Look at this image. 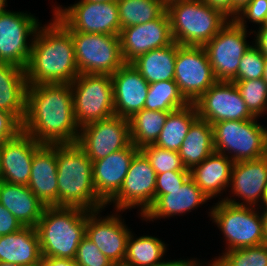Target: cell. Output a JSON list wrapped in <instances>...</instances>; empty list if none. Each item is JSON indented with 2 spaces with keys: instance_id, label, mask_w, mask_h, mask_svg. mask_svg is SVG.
<instances>
[{
  "instance_id": "obj_1",
  "label": "cell",
  "mask_w": 267,
  "mask_h": 266,
  "mask_svg": "<svg viewBox=\"0 0 267 266\" xmlns=\"http://www.w3.org/2000/svg\"><path fill=\"white\" fill-rule=\"evenodd\" d=\"M76 122L70 84L28 85L22 131L40 144H75Z\"/></svg>"
},
{
  "instance_id": "obj_2",
  "label": "cell",
  "mask_w": 267,
  "mask_h": 266,
  "mask_svg": "<svg viewBox=\"0 0 267 266\" xmlns=\"http://www.w3.org/2000/svg\"><path fill=\"white\" fill-rule=\"evenodd\" d=\"M79 74L73 38L52 15L35 34L25 67L27 84H70Z\"/></svg>"
},
{
  "instance_id": "obj_3",
  "label": "cell",
  "mask_w": 267,
  "mask_h": 266,
  "mask_svg": "<svg viewBox=\"0 0 267 266\" xmlns=\"http://www.w3.org/2000/svg\"><path fill=\"white\" fill-rule=\"evenodd\" d=\"M58 206L88 211L106 208L93 184L92 161L75 144L56 145Z\"/></svg>"
},
{
  "instance_id": "obj_4",
  "label": "cell",
  "mask_w": 267,
  "mask_h": 266,
  "mask_svg": "<svg viewBox=\"0 0 267 266\" xmlns=\"http://www.w3.org/2000/svg\"><path fill=\"white\" fill-rule=\"evenodd\" d=\"M87 210L78 207L45 206L35 226L42 257L74 260L86 235Z\"/></svg>"
},
{
  "instance_id": "obj_5",
  "label": "cell",
  "mask_w": 267,
  "mask_h": 266,
  "mask_svg": "<svg viewBox=\"0 0 267 266\" xmlns=\"http://www.w3.org/2000/svg\"><path fill=\"white\" fill-rule=\"evenodd\" d=\"M173 40L183 46H204L230 21L203 0H184L166 8Z\"/></svg>"
},
{
  "instance_id": "obj_6",
  "label": "cell",
  "mask_w": 267,
  "mask_h": 266,
  "mask_svg": "<svg viewBox=\"0 0 267 266\" xmlns=\"http://www.w3.org/2000/svg\"><path fill=\"white\" fill-rule=\"evenodd\" d=\"M206 213L223 235V245H226L223 252L266 243L261 208L238 206L223 200L209 206Z\"/></svg>"
},
{
  "instance_id": "obj_7",
  "label": "cell",
  "mask_w": 267,
  "mask_h": 266,
  "mask_svg": "<svg viewBox=\"0 0 267 266\" xmlns=\"http://www.w3.org/2000/svg\"><path fill=\"white\" fill-rule=\"evenodd\" d=\"M259 121L260 118L255 117L212 124L215 152L226 155L234 163L266 156L267 125Z\"/></svg>"
},
{
  "instance_id": "obj_8",
  "label": "cell",
  "mask_w": 267,
  "mask_h": 266,
  "mask_svg": "<svg viewBox=\"0 0 267 266\" xmlns=\"http://www.w3.org/2000/svg\"><path fill=\"white\" fill-rule=\"evenodd\" d=\"M70 86L74 115L80 128L115 115L111 75L79 74Z\"/></svg>"
},
{
  "instance_id": "obj_9",
  "label": "cell",
  "mask_w": 267,
  "mask_h": 266,
  "mask_svg": "<svg viewBox=\"0 0 267 266\" xmlns=\"http://www.w3.org/2000/svg\"><path fill=\"white\" fill-rule=\"evenodd\" d=\"M55 3L51 13L69 32L120 35L117 2L77 0L69 6Z\"/></svg>"
},
{
  "instance_id": "obj_10",
  "label": "cell",
  "mask_w": 267,
  "mask_h": 266,
  "mask_svg": "<svg viewBox=\"0 0 267 266\" xmlns=\"http://www.w3.org/2000/svg\"><path fill=\"white\" fill-rule=\"evenodd\" d=\"M80 74L113 75L125 62L119 35L70 32Z\"/></svg>"
},
{
  "instance_id": "obj_11",
  "label": "cell",
  "mask_w": 267,
  "mask_h": 266,
  "mask_svg": "<svg viewBox=\"0 0 267 266\" xmlns=\"http://www.w3.org/2000/svg\"><path fill=\"white\" fill-rule=\"evenodd\" d=\"M40 21L27 10L0 13V63L25 69Z\"/></svg>"
},
{
  "instance_id": "obj_12",
  "label": "cell",
  "mask_w": 267,
  "mask_h": 266,
  "mask_svg": "<svg viewBox=\"0 0 267 266\" xmlns=\"http://www.w3.org/2000/svg\"><path fill=\"white\" fill-rule=\"evenodd\" d=\"M252 35L251 30L230 20L203 46L217 81L231 82L235 78L241 58L253 44L247 38Z\"/></svg>"
},
{
  "instance_id": "obj_13",
  "label": "cell",
  "mask_w": 267,
  "mask_h": 266,
  "mask_svg": "<svg viewBox=\"0 0 267 266\" xmlns=\"http://www.w3.org/2000/svg\"><path fill=\"white\" fill-rule=\"evenodd\" d=\"M156 175L149 160L139 151L131 161L121 189L106 208L113 205V210L126 213L137 209L138 218L143 221L142 216L155 201Z\"/></svg>"
},
{
  "instance_id": "obj_14",
  "label": "cell",
  "mask_w": 267,
  "mask_h": 266,
  "mask_svg": "<svg viewBox=\"0 0 267 266\" xmlns=\"http://www.w3.org/2000/svg\"><path fill=\"white\" fill-rule=\"evenodd\" d=\"M174 81L189 103L196 101L217 81L203 46L177 43Z\"/></svg>"
},
{
  "instance_id": "obj_15",
  "label": "cell",
  "mask_w": 267,
  "mask_h": 266,
  "mask_svg": "<svg viewBox=\"0 0 267 266\" xmlns=\"http://www.w3.org/2000/svg\"><path fill=\"white\" fill-rule=\"evenodd\" d=\"M130 143L129 120L114 115L81 127L76 144L93 162L126 148Z\"/></svg>"
},
{
  "instance_id": "obj_16",
  "label": "cell",
  "mask_w": 267,
  "mask_h": 266,
  "mask_svg": "<svg viewBox=\"0 0 267 266\" xmlns=\"http://www.w3.org/2000/svg\"><path fill=\"white\" fill-rule=\"evenodd\" d=\"M105 210H87L86 236L112 263H122L126 255L128 237L133 228L127 226L122 216L124 211L112 210L113 213L110 211L103 215Z\"/></svg>"
},
{
  "instance_id": "obj_17",
  "label": "cell",
  "mask_w": 267,
  "mask_h": 266,
  "mask_svg": "<svg viewBox=\"0 0 267 266\" xmlns=\"http://www.w3.org/2000/svg\"><path fill=\"white\" fill-rule=\"evenodd\" d=\"M266 191L267 155L256 160L234 163L224 201L238 206L263 208Z\"/></svg>"
},
{
  "instance_id": "obj_18",
  "label": "cell",
  "mask_w": 267,
  "mask_h": 266,
  "mask_svg": "<svg viewBox=\"0 0 267 266\" xmlns=\"http://www.w3.org/2000/svg\"><path fill=\"white\" fill-rule=\"evenodd\" d=\"M198 118L211 125L224 120H250L255 118L247 109L234 82L216 81L193 102Z\"/></svg>"
},
{
  "instance_id": "obj_19",
  "label": "cell",
  "mask_w": 267,
  "mask_h": 266,
  "mask_svg": "<svg viewBox=\"0 0 267 266\" xmlns=\"http://www.w3.org/2000/svg\"><path fill=\"white\" fill-rule=\"evenodd\" d=\"M119 36L125 63H131L146 52L166 47L174 42L166 11L155 20L121 29Z\"/></svg>"
},
{
  "instance_id": "obj_20",
  "label": "cell",
  "mask_w": 267,
  "mask_h": 266,
  "mask_svg": "<svg viewBox=\"0 0 267 266\" xmlns=\"http://www.w3.org/2000/svg\"><path fill=\"white\" fill-rule=\"evenodd\" d=\"M207 202H211L207 196L189 177L182 185L174 190H167V194L160 195L151 207L142 216L148 223L156 220H166L176 216H185L195 209L198 210ZM175 216V217H174Z\"/></svg>"
},
{
  "instance_id": "obj_21",
  "label": "cell",
  "mask_w": 267,
  "mask_h": 266,
  "mask_svg": "<svg viewBox=\"0 0 267 266\" xmlns=\"http://www.w3.org/2000/svg\"><path fill=\"white\" fill-rule=\"evenodd\" d=\"M40 145L23 131L15 138L0 144V180L27 186L32 158Z\"/></svg>"
},
{
  "instance_id": "obj_22",
  "label": "cell",
  "mask_w": 267,
  "mask_h": 266,
  "mask_svg": "<svg viewBox=\"0 0 267 266\" xmlns=\"http://www.w3.org/2000/svg\"><path fill=\"white\" fill-rule=\"evenodd\" d=\"M111 78L114 114L129 120L144 109L149 83L130 63H125Z\"/></svg>"
},
{
  "instance_id": "obj_23",
  "label": "cell",
  "mask_w": 267,
  "mask_h": 266,
  "mask_svg": "<svg viewBox=\"0 0 267 266\" xmlns=\"http://www.w3.org/2000/svg\"><path fill=\"white\" fill-rule=\"evenodd\" d=\"M139 151L130 143L126 148L92 162L94 188L105 204L121 189L131 161Z\"/></svg>"
},
{
  "instance_id": "obj_24",
  "label": "cell",
  "mask_w": 267,
  "mask_h": 266,
  "mask_svg": "<svg viewBox=\"0 0 267 266\" xmlns=\"http://www.w3.org/2000/svg\"><path fill=\"white\" fill-rule=\"evenodd\" d=\"M27 186L44 206H58L56 145L41 144L35 150Z\"/></svg>"
},
{
  "instance_id": "obj_25",
  "label": "cell",
  "mask_w": 267,
  "mask_h": 266,
  "mask_svg": "<svg viewBox=\"0 0 267 266\" xmlns=\"http://www.w3.org/2000/svg\"><path fill=\"white\" fill-rule=\"evenodd\" d=\"M233 165L226 155L214 151L190 170V177L209 200L223 201L230 186Z\"/></svg>"
},
{
  "instance_id": "obj_26",
  "label": "cell",
  "mask_w": 267,
  "mask_h": 266,
  "mask_svg": "<svg viewBox=\"0 0 267 266\" xmlns=\"http://www.w3.org/2000/svg\"><path fill=\"white\" fill-rule=\"evenodd\" d=\"M42 253L35 227H22L0 236V262L21 266H41Z\"/></svg>"
},
{
  "instance_id": "obj_27",
  "label": "cell",
  "mask_w": 267,
  "mask_h": 266,
  "mask_svg": "<svg viewBox=\"0 0 267 266\" xmlns=\"http://www.w3.org/2000/svg\"><path fill=\"white\" fill-rule=\"evenodd\" d=\"M0 203L24 227H35L45 208L28 186L10 184L1 180Z\"/></svg>"
},
{
  "instance_id": "obj_28",
  "label": "cell",
  "mask_w": 267,
  "mask_h": 266,
  "mask_svg": "<svg viewBox=\"0 0 267 266\" xmlns=\"http://www.w3.org/2000/svg\"><path fill=\"white\" fill-rule=\"evenodd\" d=\"M27 88L25 69L0 63V110L11 113L21 124L26 116Z\"/></svg>"
},
{
  "instance_id": "obj_29",
  "label": "cell",
  "mask_w": 267,
  "mask_h": 266,
  "mask_svg": "<svg viewBox=\"0 0 267 266\" xmlns=\"http://www.w3.org/2000/svg\"><path fill=\"white\" fill-rule=\"evenodd\" d=\"M168 245L158 236L143 234L138 237L132 230L128 237L124 262L132 266H166L173 261L172 258H166Z\"/></svg>"
},
{
  "instance_id": "obj_30",
  "label": "cell",
  "mask_w": 267,
  "mask_h": 266,
  "mask_svg": "<svg viewBox=\"0 0 267 266\" xmlns=\"http://www.w3.org/2000/svg\"><path fill=\"white\" fill-rule=\"evenodd\" d=\"M177 42L138 56L130 64L149 83L174 80Z\"/></svg>"
},
{
  "instance_id": "obj_31",
  "label": "cell",
  "mask_w": 267,
  "mask_h": 266,
  "mask_svg": "<svg viewBox=\"0 0 267 266\" xmlns=\"http://www.w3.org/2000/svg\"><path fill=\"white\" fill-rule=\"evenodd\" d=\"M212 125L198 118L190 127L178 151L184 167L191 170L214 152Z\"/></svg>"
},
{
  "instance_id": "obj_32",
  "label": "cell",
  "mask_w": 267,
  "mask_h": 266,
  "mask_svg": "<svg viewBox=\"0 0 267 266\" xmlns=\"http://www.w3.org/2000/svg\"><path fill=\"white\" fill-rule=\"evenodd\" d=\"M197 119L198 114L194 103L169 112L155 145L167 150L179 151L191 125Z\"/></svg>"
},
{
  "instance_id": "obj_33",
  "label": "cell",
  "mask_w": 267,
  "mask_h": 266,
  "mask_svg": "<svg viewBox=\"0 0 267 266\" xmlns=\"http://www.w3.org/2000/svg\"><path fill=\"white\" fill-rule=\"evenodd\" d=\"M169 112L142 109L129 119L131 143L141 149L155 144Z\"/></svg>"
},
{
  "instance_id": "obj_34",
  "label": "cell",
  "mask_w": 267,
  "mask_h": 266,
  "mask_svg": "<svg viewBox=\"0 0 267 266\" xmlns=\"http://www.w3.org/2000/svg\"><path fill=\"white\" fill-rule=\"evenodd\" d=\"M117 6L121 29L155 20L166 11L161 0H118Z\"/></svg>"
},
{
  "instance_id": "obj_35",
  "label": "cell",
  "mask_w": 267,
  "mask_h": 266,
  "mask_svg": "<svg viewBox=\"0 0 267 266\" xmlns=\"http://www.w3.org/2000/svg\"><path fill=\"white\" fill-rule=\"evenodd\" d=\"M189 102L180 93L174 80L149 84L144 109L171 112L185 107Z\"/></svg>"
},
{
  "instance_id": "obj_36",
  "label": "cell",
  "mask_w": 267,
  "mask_h": 266,
  "mask_svg": "<svg viewBox=\"0 0 267 266\" xmlns=\"http://www.w3.org/2000/svg\"><path fill=\"white\" fill-rule=\"evenodd\" d=\"M213 258L209 262L213 266H267V243L225 251Z\"/></svg>"
},
{
  "instance_id": "obj_37",
  "label": "cell",
  "mask_w": 267,
  "mask_h": 266,
  "mask_svg": "<svg viewBox=\"0 0 267 266\" xmlns=\"http://www.w3.org/2000/svg\"><path fill=\"white\" fill-rule=\"evenodd\" d=\"M247 109L254 117L267 115V83L263 78L234 82Z\"/></svg>"
},
{
  "instance_id": "obj_38",
  "label": "cell",
  "mask_w": 267,
  "mask_h": 266,
  "mask_svg": "<svg viewBox=\"0 0 267 266\" xmlns=\"http://www.w3.org/2000/svg\"><path fill=\"white\" fill-rule=\"evenodd\" d=\"M140 151L149 160L156 174L169 171H190L184 167L178 151L167 150L155 144L143 146Z\"/></svg>"
},
{
  "instance_id": "obj_39",
  "label": "cell",
  "mask_w": 267,
  "mask_h": 266,
  "mask_svg": "<svg viewBox=\"0 0 267 266\" xmlns=\"http://www.w3.org/2000/svg\"><path fill=\"white\" fill-rule=\"evenodd\" d=\"M265 56L252 44L240 60L237 75L231 82L263 78Z\"/></svg>"
},
{
  "instance_id": "obj_40",
  "label": "cell",
  "mask_w": 267,
  "mask_h": 266,
  "mask_svg": "<svg viewBox=\"0 0 267 266\" xmlns=\"http://www.w3.org/2000/svg\"><path fill=\"white\" fill-rule=\"evenodd\" d=\"M74 261L79 266H112L113 264L86 235L78 245Z\"/></svg>"
},
{
  "instance_id": "obj_41",
  "label": "cell",
  "mask_w": 267,
  "mask_h": 266,
  "mask_svg": "<svg viewBox=\"0 0 267 266\" xmlns=\"http://www.w3.org/2000/svg\"><path fill=\"white\" fill-rule=\"evenodd\" d=\"M267 18V0H252L248 3L234 19L241 27L246 30H251L249 28V23H252L255 30L258 27L264 25ZM257 25V26H256Z\"/></svg>"
},
{
  "instance_id": "obj_42",
  "label": "cell",
  "mask_w": 267,
  "mask_h": 266,
  "mask_svg": "<svg viewBox=\"0 0 267 266\" xmlns=\"http://www.w3.org/2000/svg\"><path fill=\"white\" fill-rule=\"evenodd\" d=\"M190 177V171H169L156 175L155 200L167 194V190L182 187L183 183Z\"/></svg>"
},
{
  "instance_id": "obj_43",
  "label": "cell",
  "mask_w": 267,
  "mask_h": 266,
  "mask_svg": "<svg viewBox=\"0 0 267 266\" xmlns=\"http://www.w3.org/2000/svg\"><path fill=\"white\" fill-rule=\"evenodd\" d=\"M22 131V124L11 114L0 110V144L15 138Z\"/></svg>"
},
{
  "instance_id": "obj_44",
  "label": "cell",
  "mask_w": 267,
  "mask_h": 266,
  "mask_svg": "<svg viewBox=\"0 0 267 266\" xmlns=\"http://www.w3.org/2000/svg\"><path fill=\"white\" fill-rule=\"evenodd\" d=\"M22 227L12 213L0 203V236L16 232Z\"/></svg>"
},
{
  "instance_id": "obj_45",
  "label": "cell",
  "mask_w": 267,
  "mask_h": 266,
  "mask_svg": "<svg viewBox=\"0 0 267 266\" xmlns=\"http://www.w3.org/2000/svg\"><path fill=\"white\" fill-rule=\"evenodd\" d=\"M209 6L221 11L230 20H234V0H203Z\"/></svg>"
},
{
  "instance_id": "obj_46",
  "label": "cell",
  "mask_w": 267,
  "mask_h": 266,
  "mask_svg": "<svg viewBox=\"0 0 267 266\" xmlns=\"http://www.w3.org/2000/svg\"><path fill=\"white\" fill-rule=\"evenodd\" d=\"M253 44L260 50V52L267 57V27L261 26L252 30Z\"/></svg>"
},
{
  "instance_id": "obj_47",
  "label": "cell",
  "mask_w": 267,
  "mask_h": 266,
  "mask_svg": "<svg viewBox=\"0 0 267 266\" xmlns=\"http://www.w3.org/2000/svg\"><path fill=\"white\" fill-rule=\"evenodd\" d=\"M41 266H79L74 260L55 258V257H43Z\"/></svg>"
},
{
  "instance_id": "obj_48",
  "label": "cell",
  "mask_w": 267,
  "mask_h": 266,
  "mask_svg": "<svg viewBox=\"0 0 267 266\" xmlns=\"http://www.w3.org/2000/svg\"><path fill=\"white\" fill-rule=\"evenodd\" d=\"M200 259L199 258H184L182 259L181 257L178 259H173L172 262H170L168 265L166 266H194Z\"/></svg>"
},
{
  "instance_id": "obj_49",
  "label": "cell",
  "mask_w": 267,
  "mask_h": 266,
  "mask_svg": "<svg viewBox=\"0 0 267 266\" xmlns=\"http://www.w3.org/2000/svg\"><path fill=\"white\" fill-rule=\"evenodd\" d=\"M252 0H234V19L238 16L239 12Z\"/></svg>"
},
{
  "instance_id": "obj_50",
  "label": "cell",
  "mask_w": 267,
  "mask_h": 266,
  "mask_svg": "<svg viewBox=\"0 0 267 266\" xmlns=\"http://www.w3.org/2000/svg\"><path fill=\"white\" fill-rule=\"evenodd\" d=\"M262 209V214L264 217V227H265V242L267 243V206H264Z\"/></svg>"
},
{
  "instance_id": "obj_51",
  "label": "cell",
  "mask_w": 267,
  "mask_h": 266,
  "mask_svg": "<svg viewBox=\"0 0 267 266\" xmlns=\"http://www.w3.org/2000/svg\"><path fill=\"white\" fill-rule=\"evenodd\" d=\"M8 0H0V13H3L9 9H6L8 7Z\"/></svg>"
},
{
  "instance_id": "obj_52",
  "label": "cell",
  "mask_w": 267,
  "mask_h": 266,
  "mask_svg": "<svg viewBox=\"0 0 267 266\" xmlns=\"http://www.w3.org/2000/svg\"><path fill=\"white\" fill-rule=\"evenodd\" d=\"M164 4V6L167 8L168 6H170L173 3H177V2H181L184 0H161Z\"/></svg>"
},
{
  "instance_id": "obj_53",
  "label": "cell",
  "mask_w": 267,
  "mask_h": 266,
  "mask_svg": "<svg viewBox=\"0 0 267 266\" xmlns=\"http://www.w3.org/2000/svg\"><path fill=\"white\" fill-rule=\"evenodd\" d=\"M202 259H200L194 266H213L211 263H209V261L207 262V261H205V259H204V261L202 260Z\"/></svg>"
},
{
  "instance_id": "obj_54",
  "label": "cell",
  "mask_w": 267,
  "mask_h": 266,
  "mask_svg": "<svg viewBox=\"0 0 267 266\" xmlns=\"http://www.w3.org/2000/svg\"><path fill=\"white\" fill-rule=\"evenodd\" d=\"M263 80L267 83V57L265 58Z\"/></svg>"
},
{
  "instance_id": "obj_55",
  "label": "cell",
  "mask_w": 267,
  "mask_h": 266,
  "mask_svg": "<svg viewBox=\"0 0 267 266\" xmlns=\"http://www.w3.org/2000/svg\"><path fill=\"white\" fill-rule=\"evenodd\" d=\"M86 1H92L96 3H105V2H117L118 0H86Z\"/></svg>"
},
{
  "instance_id": "obj_56",
  "label": "cell",
  "mask_w": 267,
  "mask_h": 266,
  "mask_svg": "<svg viewBox=\"0 0 267 266\" xmlns=\"http://www.w3.org/2000/svg\"><path fill=\"white\" fill-rule=\"evenodd\" d=\"M0 266H21L18 264L8 263V262H0Z\"/></svg>"
},
{
  "instance_id": "obj_57",
  "label": "cell",
  "mask_w": 267,
  "mask_h": 266,
  "mask_svg": "<svg viewBox=\"0 0 267 266\" xmlns=\"http://www.w3.org/2000/svg\"><path fill=\"white\" fill-rule=\"evenodd\" d=\"M112 266H132V265H129V264H126L125 262H122V263H113Z\"/></svg>"
},
{
  "instance_id": "obj_58",
  "label": "cell",
  "mask_w": 267,
  "mask_h": 266,
  "mask_svg": "<svg viewBox=\"0 0 267 266\" xmlns=\"http://www.w3.org/2000/svg\"><path fill=\"white\" fill-rule=\"evenodd\" d=\"M265 206H267V191H266V198H265Z\"/></svg>"
},
{
  "instance_id": "obj_59",
  "label": "cell",
  "mask_w": 267,
  "mask_h": 266,
  "mask_svg": "<svg viewBox=\"0 0 267 266\" xmlns=\"http://www.w3.org/2000/svg\"><path fill=\"white\" fill-rule=\"evenodd\" d=\"M263 26H264V27H267V18H266V21H265V23H264Z\"/></svg>"
}]
</instances>
